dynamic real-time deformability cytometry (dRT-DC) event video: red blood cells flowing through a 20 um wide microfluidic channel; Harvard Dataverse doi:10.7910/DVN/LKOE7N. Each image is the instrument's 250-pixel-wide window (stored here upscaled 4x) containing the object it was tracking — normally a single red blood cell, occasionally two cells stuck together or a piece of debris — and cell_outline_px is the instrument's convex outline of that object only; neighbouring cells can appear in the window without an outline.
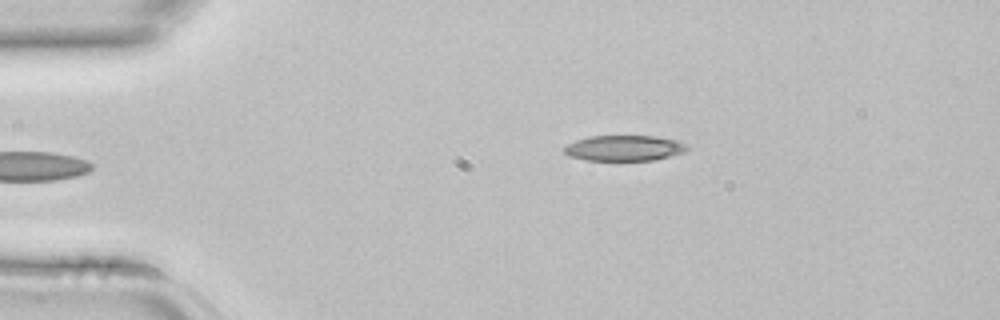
{"species": "common noctule bat (a hibernating species)", "species_latin": "Nyctalus noctula", "temperature_condition": "room temperature", "stored_images_in_passage": 4, "camera_frame_rate_fps": 3000, "um_per_image_px": 0.085, "animal": {"sex": "female", "body_mass_g": 22.7, "forearm_length_mm": 54.2}, "frame": {"image": 1, "passage_image": 4, "time_ms": 1.0, "image_size_px": [1000, 320], "cell_outline_px": [[692, 148], [684, 152], [652, 160], [584, 160], [568, 156], [564, 152], [564, 148], [568, 144], [576, 140], [592, 136], [656, 136], [676, 140], [688, 144]], "centroid_in_image_um": [53.09, 12.58], "position_along_channel_um": 31.9, "area_um2": 18.32}}